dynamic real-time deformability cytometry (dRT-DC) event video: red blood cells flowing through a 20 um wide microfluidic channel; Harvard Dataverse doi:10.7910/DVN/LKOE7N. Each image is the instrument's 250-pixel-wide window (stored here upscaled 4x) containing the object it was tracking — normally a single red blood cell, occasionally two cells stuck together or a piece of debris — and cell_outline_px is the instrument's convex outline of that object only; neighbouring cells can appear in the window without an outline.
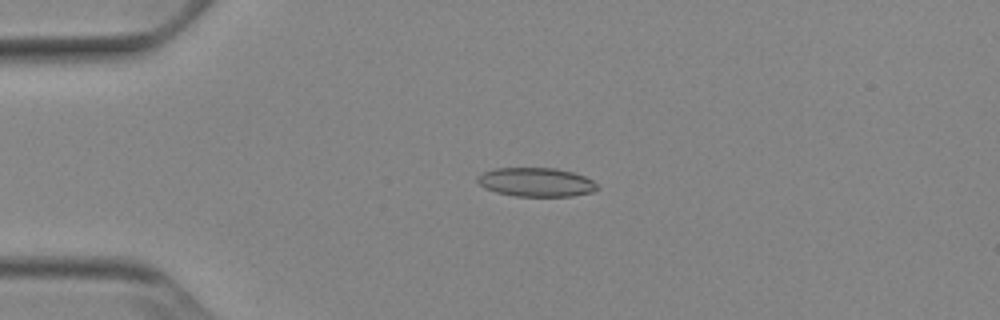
{"species": "Egyptian fruit bat (a non-hibernating species)", "species_latin": "Rousettus aegyptiacus", "temperature_condition": "cold", "stored_images_in_passage": 53, "camera_frame_rate_fps": 3000, "um_per_image_px": 0.085, "animal": {"sex": "female"}, "frame": {"image": 1, "passage_image": 13, "time_ms": 4.0, "image_size_px": [1000, 320], "cell_outline_px": [[600, 188], [592, 192], [572, 196], [516, 196], [496, 192], [484, 188], [476, 180], [476, 176], [484, 172], [496, 168], [556, 168], [572, 172], [584, 176], [592, 180]], "centroid_in_image_um": [45.56, 15.48], "position_along_channel_um": 39.4, "area_um2": 20.17}}
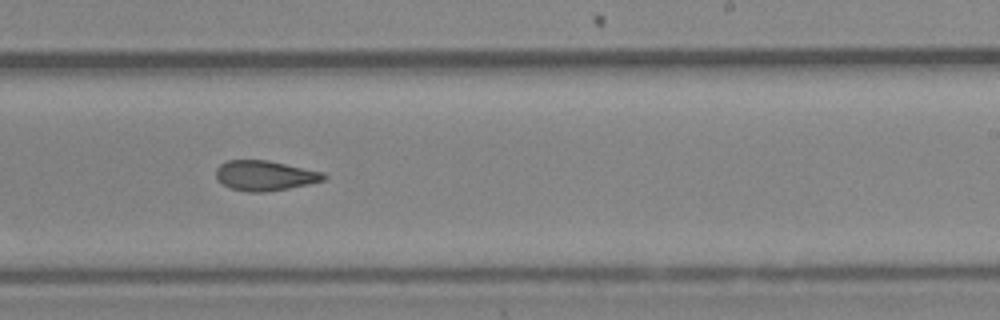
{"frame": {"image": 2, "passage_image": 33, "time_ms": 10.667, "image_size_px": [1000, 320], "cell_outline_px": [[328, 176], [324, 180], [308, 184], [288, 188], [264, 192], [248, 192], [232, 188], [216, 180], [216, 168], [220, 164], [228, 160], [268, 160], [324, 172]], "centroid_in_image_um": [22.52, 14.91], "position_along_channel_um": 266.5, "area_um2": 18.84}}
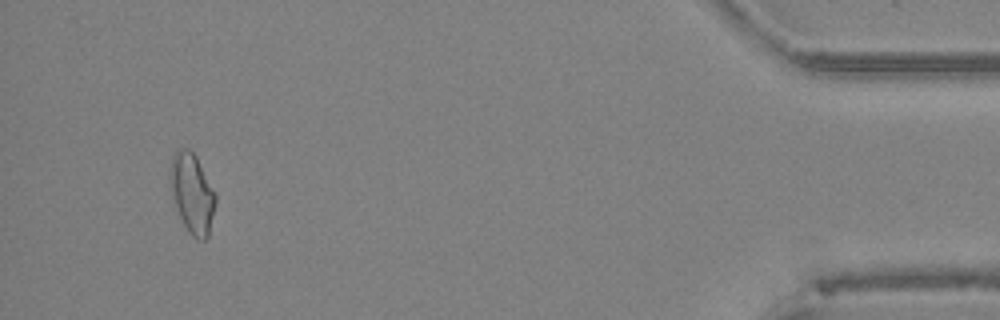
{"frame": {"image": 3, "passage_image": 50, "time_ms": 16.333, "image_size_px": [1000, 320], "cell_outline_px": [[216, 204], [208, 236], [204, 240], [196, 240], [188, 232], [176, 208], [172, 196], [168, 180], [168, 172], [172, 156], [176, 148], [188, 148], [196, 156], [216, 192]], "centroid_in_image_um": [16.31, 16.4], "position_along_channel_um": 418.9, "area_um2": 21.56}, "authors_computed_cell_mechanics": {"area_um2": 19.5364, "velocity_mm_per_s": 3.9012, "shape_relaxation_time_tau1_ms": null, "shape_relaxation_time_tau2_ms": 2.9888, "deformation_change_tau1": null, "deformation_change_tau2": 0.0941}}